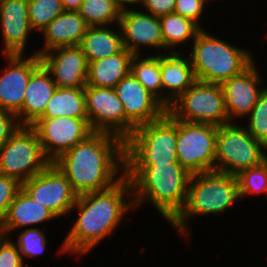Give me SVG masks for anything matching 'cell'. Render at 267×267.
<instances>
[{
	"mask_svg": "<svg viewBox=\"0 0 267 267\" xmlns=\"http://www.w3.org/2000/svg\"><path fill=\"white\" fill-rule=\"evenodd\" d=\"M191 175L179 162L125 164L135 208L145 202L151 203L168 223L184 208Z\"/></svg>",
	"mask_w": 267,
	"mask_h": 267,
	"instance_id": "3",
	"label": "cell"
},
{
	"mask_svg": "<svg viewBox=\"0 0 267 267\" xmlns=\"http://www.w3.org/2000/svg\"><path fill=\"white\" fill-rule=\"evenodd\" d=\"M140 9H122L119 27L122 33L124 48L134 55H140L141 49H159L157 54L164 50L159 17ZM143 46V47H142Z\"/></svg>",
	"mask_w": 267,
	"mask_h": 267,
	"instance_id": "15",
	"label": "cell"
},
{
	"mask_svg": "<svg viewBox=\"0 0 267 267\" xmlns=\"http://www.w3.org/2000/svg\"><path fill=\"white\" fill-rule=\"evenodd\" d=\"M133 56L132 52L124 48L115 55L88 62L86 86L115 88L130 73Z\"/></svg>",
	"mask_w": 267,
	"mask_h": 267,
	"instance_id": "24",
	"label": "cell"
},
{
	"mask_svg": "<svg viewBox=\"0 0 267 267\" xmlns=\"http://www.w3.org/2000/svg\"><path fill=\"white\" fill-rule=\"evenodd\" d=\"M257 67L254 61L242 73L221 84L229 122H235L236 119L238 122L239 118H247L259 96L267 88L263 86V78Z\"/></svg>",
	"mask_w": 267,
	"mask_h": 267,
	"instance_id": "16",
	"label": "cell"
},
{
	"mask_svg": "<svg viewBox=\"0 0 267 267\" xmlns=\"http://www.w3.org/2000/svg\"><path fill=\"white\" fill-rule=\"evenodd\" d=\"M243 126L236 122L217 126L214 171L238 175L267 160V147Z\"/></svg>",
	"mask_w": 267,
	"mask_h": 267,
	"instance_id": "7",
	"label": "cell"
},
{
	"mask_svg": "<svg viewBox=\"0 0 267 267\" xmlns=\"http://www.w3.org/2000/svg\"><path fill=\"white\" fill-rule=\"evenodd\" d=\"M122 9H125L126 6L129 8L130 6L135 5L134 7L139 6L141 0H114ZM129 4V5H127Z\"/></svg>",
	"mask_w": 267,
	"mask_h": 267,
	"instance_id": "40",
	"label": "cell"
},
{
	"mask_svg": "<svg viewBox=\"0 0 267 267\" xmlns=\"http://www.w3.org/2000/svg\"><path fill=\"white\" fill-rule=\"evenodd\" d=\"M176 0H141L139 7L143 6V11L160 17L173 13Z\"/></svg>",
	"mask_w": 267,
	"mask_h": 267,
	"instance_id": "38",
	"label": "cell"
},
{
	"mask_svg": "<svg viewBox=\"0 0 267 267\" xmlns=\"http://www.w3.org/2000/svg\"><path fill=\"white\" fill-rule=\"evenodd\" d=\"M164 42V54L177 52V47L193 41L201 28L191 19L170 13L159 17ZM183 44V45H181ZM170 51V52H169Z\"/></svg>",
	"mask_w": 267,
	"mask_h": 267,
	"instance_id": "27",
	"label": "cell"
},
{
	"mask_svg": "<svg viewBox=\"0 0 267 267\" xmlns=\"http://www.w3.org/2000/svg\"><path fill=\"white\" fill-rule=\"evenodd\" d=\"M55 218L57 219L48 208L36 202L21 188L0 223V235L13 237L11 233L18 228L27 226L35 228V225L38 226Z\"/></svg>",
	"mask_w": 267,
	"mask_h": 267,
	"instance_id": "21",
	"label": "cell"
},
{
	"mask_svg": "<svg viewBox=\"0 0 267 267\" xmlns=\"http://www.w3.org/2000/svg\"><path fill=\"white\" fill-rule=\"evenodd\" d=\"M2 55H24L31 32L28 0H0Z\"/></svg>",
	"mask_w": 267,
	"mask_h": 267,
	"instance_id": "19",
	"label": "cell"
},
{
	"mask_svg": "<svg viewBox=\"0 0 267 267\" xmlns=\"http://www.w3.org/2000/svg\"><path fill=\"white\" fill-rule=\"evenodd\" d=\"M64 11L61 0H28L29 22L36 32H41Z\"/></svg>",
	"mask_w": 267,
	"mask_h": 267,
	"instance_id": "30",
	"label": "cell"
},
{
	"mask_svg": "<svg viewBox=\"0 0 267 267\" xmlns=\"http://www.w3.org/2000/svg\"><path fill=\"white\" fill-rule=\"evenodd\" d=\"M57 86L41 64L31 75L24 95L22 110L16 115L22 126H30L39 119Z\"/></svg>",
	"mask_w": 267,
	"mask_h": 267,
	"instance_id": "23",
	"label": "cell"
},
{
	"mask_svg": "<svg viewBox=\"0 0 267 267\" xmlns=\"http://www.w3.org/2000/svg\"><path fill=\"white\" fill-rule=\"evenodd\" d=\"M22 189L57 218L69 214L78 198L66 176L53 163L23 182Z\"/></svg>",
	"mask_w": 267,
	"mask_h": 267,
	"instance_id": "13",
	"label": "cell"
},
{
	"mask_svg": "<svg viewBox=\"0 0 267 267\" xmlns=\"http://www.w3.org/2000/svg\"><path fill=\"white\" fill-rule=\"evenodd\" d=\"M209 0H176L173 13L191 19L201 29V16ZM200 20V21H199Z\"/></svg>",
	"mask_w": 267,
	"mask_h": 267,
	"instance_id": "36",
	"label": "cell"
},
{
	"mask_svg": "<svg viewBox=\"0 0 267 267\" xmlns=\"http://www.w3.org/2000/svg\"><path fill=\"white\" fill-rule=\"evenodd\" d=\"M177 119L168 111L158 120L135 128L125 141V164L178 162Z\"/></svg>",
	"mask_w": 267,
	"mask_h": 267,
	"instance_id": "6",
	"label": "cell"
},
{
	"mask_svg": "<svg viewBox=\"0 0 267 267\" xmlns=\"http://www.w3.org/2000/svg\"><path fill=\"white\" fill-rule=\"evenodd\" d=\"M160 75L162 104L166 108L196 81L189 56L181 52L160 54Z\"/></svg>",
	"mask_w": 267,
	"mask_h": 267,
	"instance_id": "20",
	"label": "cell"
},
{
	"mask_svg": "<svg viewBox=\"0 0 267 267\" xmlns=\"http://www.w3.org/2000/svg\"><path fill=\"white\" fill-rule=\"evenodd\" d=\"M30 127L36 132L46 157L55 161L94 131L88 118H39Z\"/></svg>",
	"mask_w": 267,
	"mask_h": 267,
	"instance_id": "12",
	"label": "cell"
},
{
	"mask_svg": "<svg viewBox=\"0 0 267 267\" xmlns=\"http://www.w3.org/2000/svg\"><path fill=\"white\" fill-rule=\"evenodd\" d=\"M109 26L89 27L78 45L88 62L115 55L124 49L122 33Z\"/></svg>",
	"mask_w": 267,
	"mask_h": 267,
	"instance_id": "25",
	"label": "cell"
},
{
	"mask_svg": "<svg viewBox=\"0 0 267 267\" xmlns=\"http://www.w3.org/2000/svg\"><path fill=\"white\" fill-rule=\"evenodd\" d=\"M78 194L102 191L125 176V142L103 132H93L52 162Z\"/></svg>",
	"mask_w": 267,
	"mask_h": 267,
	"instance_id": "2",
	"label": "cell"
},
{
	"mask_svg": "<svg viewBox=\"0 0 267 267\" xmlns=\"http://www.w3.org/2000/svg\"><path fill=\"white\" fill-rule=\"evenodd\" d=\"M21 188L22 183L17 179L0 174V223L5 218L11 202Z\"/></svg>",
	"mask_w": 267,
	"mask_h": 267,
	"instance_id": "34",
	"label": "cell"
},
{
	"mask_svg": "<svg viewBox=\"0 0 267 267\" xmlns=\"http://www.w3.org/2000/svg\"><path fill=\"white\" fill-rule=\"evenodd\" d=\"M178 120L221 126L230 123L221 84L195 81L167 108Z\"/></svg>",
	"mask_w": 267,
	"mask_h": 267,
	"instance_id": "8",
	"label": "cell"
},
{
	"mask_svg": "<svg viewBox=\"0 0 267 267\" xmlns=\"http://www.w3.org/2000/svg\"><path fill=\"white\" fill-rule=\"evenodd\" d=\"M247 117L248 123L245 127L249 134L267 147V88L259 96Z\"/></svg>",
	"mask_w": 267,
	"mask_h": 267,
	"instance_id": "33",
	"label": "cell"
},
{
	"mask_svg": "<svg viewBox=\"0 0 267 267\" xmlns=\"http://www.w3.org/2000/svg\"><path fill=\"white\" fill-rule=\"evenodd\" d=\"M51 164L43 152L36 132L30 126H21L0 147V174L23 183Z\"/></svg>",
	"mask_w": 267,
	"mask_h": 267,
	"instance_id": "9",
	"label": "cell"
},
{
	"mask_svg": "<svg viewBox=\"0 0 267 267\" xmlns=\"http://www.w3.org/2000/svg\"><path fill=\"white\" fill-rule=\"evenodd\" d=\"M65 11H79L83 0H61Z\"/></svg>",
	"mask_w": 267,
	"mask_h": 267,
	"instance_id": "39",
	"label": "cell"
},
{
	"mask_svg": "<svg viewBox=\"0 0 267 267\" xmlns=\"http://www.w3.org/2000/svg\"><path fill=\"white\" fill-rule=\"evenodd\" d=\"M25 262L12 237L0 235V267H24Z\"/></svg>",
	"mask_w": 267,
	"mask_h": 267,
	"instance_id": "35",
	"label": "cell"
},
{
	"mask_svg": "<svg viewBox=\"0 0 267 267\" xmlns=\"http://www.w3.org/2000/svg\"><path fill=\"white\" fill-rule=\"evenodd\" d=\"M127 120L135 127L160 119L167 108L130 72L115 86Z\"/></svg>",
	"mask_w": 267,
	"mask_h": 267,
	"instance_id": "17",
	"label": "cell"
},
{
	"mask_svg": "<svg viewBox=\"0 0 267 267\" xmlns=\"http://www.w3.org/2000/svg\"><path fill=\"white\" fill-rule=\"evenodd\" d=\"M217 126L177 119V159L190 173L214 171Z\"/></svg>",
	"mask_w": 267,
	"mask_h": 267,
	"instance_id": "10",
	"label": "cell"
},
{
	"mask_svg": "<svg viewBox=\"0 0 267 267\" xmlns=\"http://www.w3.org/2000/svg\"><path fill=\"white\" fill-rule=\"evenodd\" d=\"M131 208H135L133 188L126 176L108 189L78 195L71 211L77 210L79 216L58 252L86 255L117 229Z\"/></svg>",
	"mask_w": 267,
	"mask_h": 267,
	"instance_id": "1",
	"label": "cell"
},
{
	"mask_svg": "<svg viewBox=\"0 0 267 267\" xmlns=\"http://www.w3.org/2000/svg\"><path fill=\"white\" fill-rule=\"evenodd\" d=\"M17 116L0 108V147L21 127Z\"/></svg>",
	"mask_w": 267,
	"mask_h": 267,
	"instance_id": "37",
	"label": "cell"
},
{
	"mask_svg": "<svg viewBox=\"0 0 267 267\" xmlns=\"http://www.w3.org/2000/svg\"><path fill=\"white\" fill-rule=\"evenodd\" d=\"M45 230L40 228H26L20 231L17 241L15 242L21 258H33L42 256L47 247V236ZM24 257V258H23Z\"/></svg>",
	"mask_w": 267,
	"mask_h": 267,
	"instance_id": "32",
	"label": "cell"
},
{
	"mask_svg": "<svg viewBox=\"0 0 267 267\" xmlns=\"http://www.w3.org/2000/svg\"><path fill=\"white\" fill-rule=\"evenodd\" d=\"M142 57V59H141ZM134 55L131 60L132 75L162 103V81L160 75V55L153 53L144 57Z\"/></svg>",
	"mask_w": 267,
	"mask_h": 267,
	"instance_id": "28",
	"label": "cell"
},
{
	"mask_svg": "<svg viewBox=\"0 0 267 267\" xmlns=\"http://www.w3.org/2000/svg\"><path fill=\"white\" fill-rule=\"evenodd\" d=\"M88 28L89 26L78 11H64L41 30L44 44L33 54L40 56L54 48L77 46Z\"/></svg>",
	"mask_w": 267,
	"mask_h": 267,
	"instance_id": "22",
	"label": "cell"
},
{
	"mask_svg": "<svg viewBox=\"0 0 267 267\" xmlns=\"http://www.w3.org/2000/svg\"><path fill=\"white\" fill-rule=\"evenodd\" d=\"M3 56L8 65L0 71V108L17 115L22 110L30 77L41 60L37 54Z\"/></svg>",
	"mask_w": 267,
	"mask_h": 267,
	"instance_id": "14",
	"label": "cell"
},
{
	"mask_svg": "<svg viewBox=\"0 0 267 267\" xmlns=\"http://www.w3.org/2000/svg\"><path fill=\"white\" fill-rule=\"evenodd\" d=\"M39 57L58 88L86 86L88 61L78 45L54 48Z\"/></svg>",
	"mask_w": 267,
	"mask_h": 267,
	"instance_id": "18",
	"label": "cell"
},
{
	"mask_svg": "<svg viewBox=\"0 0 267 267\" xmlns=\"http://www.w3.org/2000/svg\"><path fill=\"white\" fill-rule=\"evenodd\" d=\"M86 112L94 132L115 135L124 142L135 127L127 120L122 102L114 88L85 86Z\"/></svg>",
	"mask_w": 267,
	"mask_h": 267,
	"instance_id": "11",
	"label": "cell"
},
{
	"mask_svg": "<svg viewBox=\"0 0 267 267\" xmlns=\"http://www.w3.org/2000/svg\"><path fill=\"white\" fill-rule=\"evenodd\" d=\"M238 200L240 194L237 175L217 171L193 174L184 208L169 225L184 238L190 234L191 218L208 214L221 215Z\"/></svg>",
	"mask_w": 267,
	"mask_h": 267,
	"instance_id": "4",
	"label": "cell"
},
{
	"mask_svg": "<svg viewBox=\"0 0 267 267\" xmlns=\"http://www.w3.org/2000/svg\"><path fill=\"white\" fill-rule=\"evenodd\" d=\"M78 12L89 27L114 28L119 24L122 8L114 0H83Z\"/></svg>",
	"mask_w": 267,
	"mask_h": 267,
	"instance_id": "29",
	"label": "cell"
},
{
	"mask_svg": "<svg viewBox=\"0 0 267 267\" xmlns=\"http://www.w3.org/2000/svg\"><path fill=\"white\" fill-rule=\"evenodd\" d=\"M188 52L197 81L222 84L239 75L253 62L252 51L236 47L202 28Z\"/></svg>",
	"mask_w": 267,
	"mask_h": 267,
	"instance_id": "5",
	"label": "cell"
},
{
	"mask_svg": "<svg viewBox=\"0 0 267 267\" xmlns=\"http://www.w3.org/2000/svg\"><path fill=\"white\" fill-rule=\"evenodd\" d=\"M240 198L247 195H261L267 189V160L258 166L250 167L237 175Z\"/></svg>",
	"mask_w": 267,
	"mask_h": 267,
	"instance_id": "31",
	"label": "cell"
},
{
	"mask_svg": "<svg viewBox=\"0 0 267 267\" xmlns=\"http://www.w3.org/2000/svg\"><path fill=\"white\" fill-rule=\"evenodd\" d=\"M88 118L84 87L56 88L40 118Z\"/></svg>",
	"mask_w": 267,
	"mask_h": 267,
	"instance_id": "26",
	"label": "cell"
}]
</instances>
